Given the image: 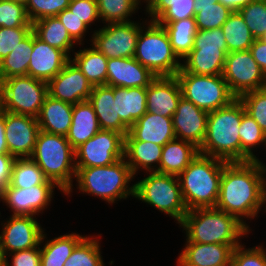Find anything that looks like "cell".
<instances>
[{"instance_id":"2e32d148","label":"cell","mask_w":266,"mask_h":266,"mask_svg":"<svg viewBox=\"0 0 266 266\" xmlns=\"http://www.w3.org/2000/svg\"><path fill=\"white\" fill-rule=\"evenodd\" d=\"M55 187V184H40L22 189L9 184L0 192V201L12 209V215L35 216L51 204Z\"/></svg>"},{"instance_id":"94428289","label":"cell","mask_w":266,"mask_h":266,"mask_svg":"<svg viewBox=\"0 0 266 266\" xmlns=\"http://www.w3.org/2000/svg\"><path fill=\"white\" fill-rule=\"evenodd\" d=\"M2 112V91H1V83H0V113Z\"/></svg>"},{"instance_id":"74e56055","label":"cell","mask_w":266,"mask_h":266,"mask_svg":"<svg viewBox=\"0 0 266 266\" xmlns=\"http://www.w3.org/2000/svg\"><path fill=\"white\" fill-rule=\"evenodd\" d=\"M40 184H54L48 180L31 158H16L11 173L12 187L27 189Z\"/></svg>"},{"instance_id":"d4e9b609","label":"cell","mask_w":266,"mask_h":266,"mask_svg":"<svg viewBox=\"0 0 266 266\" xmlns=\"http://www.w3.org/2000/svg\"><path fill=\"white\" fill-rule=\"evenodd\" d=\"M135 140L153 142L164 146L175 139L172 117L146 112L130 128L128 132Z\"/></svg>"},{"instance_id":"f546056e","label":"cell","mask_w":266,"mask_h":266,"mask_svg":"<svg viewBox=\"0 0 266 266\" xmlns=\"http://www.w3.org/2000/svg\"><path fill=\"white\" fill-rule=\"evenodd\" d=\"M227 50L192 49L181 63L185 72L198 75H223Z\"/></svg>"},{"instance_id":"8d00e7d4","label":"cell","mask_w":266,"mask_h":266,"mask_svg":"<svg viewBox=\"0 0 266 266\" xmlns=\"http://www.w3.org/2000/svg\"><path fill=\"white\" fill-rule=\"evenodd\" d=\"M227 44L228 53L249 50L255 38L241 14L233 11L221 26Z\"/></svg>"},{"instance_id":"d6986e66","label":"cell","mask_w":266,"mask_h":266,"mask_svg":"<svg viewBox=\"0 0 266 266\" xmlns=\"http://www.w3.org/2000/svg\"><path fill=\"white\" fill-rule=\"evenodd\" d=\"M70 60L64 51L42 41L33 31V49L27 75L48 83Z\"/></svg>"},{"instance_id":"ac0fdd59","label":"cell","mask_w":266,"mask_h":266,"mask_svg":"<svg viewBox=\"0 0 266 266\" xmlns=\"http://www.w3.org/2000/svg\"><path fill=\"white\" fill-rule=\"evenodd\" d=\"M208 115V112L181 97L172 115L175 137L200 148L206 135Z\"/></svg>"},{"instance_id":"7402d4cb","label":"cell","mask_w":266,"mask_h":266,"mask_svg":"<svg viewBox=\"0 0 266 266\" xmlns=\"http://www.w3.org/2000/svg\"><path fill=\"white\" fill-rule=\"evenodd\" d=\"M157 76L133 58H111L107 63V85L147 87Z\"/></svg>"},{"instance_id":"91938a15","label":"cell","mask_w":266,"mask_h":266,"mask_svg":"<svg viewBox=\"0 0 266 266\" xmlns=\"http://www.w3.org/2000/svg\"><path fill=\"white\" fill-rule=\"evenodd\" d=\"M11 1H15L17 3L23 4L26 6V4L28 3L29 0H11Z\"/></svg>"},{"instance_id":"7a4b0ae2","label":"cell","mask_w":266,"mask_h":266,"mask_svg":"<svg viewBox=\"0 0 266 266\" xmlns=\"http://www.w3.org/2000/svg\"><path fill=\"white\" fill-rule=\"evenodd\" d=\"M245 108L239 98L209 112L205 139L199 153L226 162H241L239 126Z\"/></svg>"},{"instance_id":"f5cc1de1","label":"cell","mask_w":266,"mask_h":266,"mask_svg":"<svg viewBox=\"0 0 266 266\" xmlns=\"http://www.w3.org/2000/svg\"><path fill=\"white\" fill-rule=\"evenodd\" d=\"M11 258V263L7 258H4L3 266H41V251L40 247H34L28 250L16 251L8 254Z\"/></svg>"},{"instance_id":"52a82bcc","label":"cell","mask_w":266,"mask_h":266,"mask_svg":"<svg viewBox=\"0 0 266 266\" xmlns=\"http://www.w3.org/2000/svg\"><path fill=\"white\" fill-rule=\"evenodd\" d=\"M145 23L137 38L134 58L157 77L176 76L181 60L172 50L166 29L156 21Z\"/></svg>"},{"instance_id":"836d02e7","label":"cell","mask_w":266,"mask_h":266,"mask_svg":"<svg viewBox=\"0 0 266 266\" xmlns=\"http://www.w3.org/2000/svg\"><path fill=\"white\" fill-rule=\"evenodd\" d=\"M84 237L72 232L46 241L42 249L40 248L41 266H64L76 245Z\"/></svg>"},{"instance_id":"6125c7cd","label":"cell","mask_w":266,"mask_h":266,"mask_svg":"<svg viewBox=\"0 0 266 266\" xmlns=\"http://www.w3.org/2000/svg\"><path fill=\"white\" fill-rule=\"evenodd\" d=\"M139 6L141 5V0H134ZM149 1L150 0H144V1H142V2H145L146 3V6L148 5V3H149Z\"/></svg>"},{"instance_id":"9a60e30c","label":"cell","mask_w":266,"mask_h":266,"mask_svg":"<svg viewBox=\"0 0 266 266\" xmlns=\"http://www.w3.org/2000/svg\"><path fill=\"white\" fill-rule=\"evenodd\" d=\"M39 132L37 118L5 111V139L13 157L30 158Z\"/></svg>"},{"instance_id":"277c9868","label":"cell","mask_w":266,"mask_h":266,"mask_svg":"<svg viewBox=\"0 0 266 266\" xmlns=\"http://www.w3.org/2000/svg\"><path fill=\"white\" fill-rule=\"evenodd\" d=\"M226 161L199 154L177 177L187 210L215 208Z\"/></svg>"},{"instance_id":"7bdbcfd3","label":"cell","mask_w":266,"mask_h":266,"mask_svg":"<svg viewBox=\"0 0 266 266\" xmlns=\"http://www.w3.org/2000/svg\"><path fill=\"white\" fill-rule=\"evenodd\" d=\"M255 39L266 34V1H253L238 11Z\"/></svg>"},{"instance_id":"4316f807","label":"cell","mask_w":266,"mask_h":266,"mask_svg":"<svg viewBox=\"0 0 266 266\" xmlns=\"http://www.w3.org/2000/svg\"><path fill=\"white\" fill-rule=\"evenodd\" d=\"M100 130L98 118L89 100L73 104L72 123L66 138L74 150Z\"/></svg>"},{"instance_id":"e575fe53","label":"cell","mask_w":266,"mask_h":266,"mask_svg":"<svg viewBox=\"0 0 266 266\" xmlns=\"http://www.w3.org/2000/svg\"><path fill=\"white\" fill-rule=\"evenodd\" d=\"M33 49V30L0 61V82L12 76L28 74L30 55Z\"/></svg>"},{"instance_id":"83f0119b","label":"cell","mask_w":266,"mask_h":266,"mask_svg":"<svg viewBox=\"0 0 266 266\" xmlns=\"http://www.w3.org/2000/svg\"><path fill=\"white\" fill-rule=\"evenodd\" d=\"M199 154L194 144L175 138L163 146L158 173L178 176Z\"/></svg>"},{"instance_id":"30bf717a","label":"cell","mask_w":266,"mask_h":266,"mask_svg":"<svg viewBox=\"0 0 266 266\" xmlns=\"http://www.w3.org/2000/svg\"><path fill=\"white\" fill-rule=\"evenodd\" d=\"M2 110L37 118L48 95V84L29 75L12 76L1 82Z\"/></svg>"},{"instance_id":"b9f144b4","label":"cell","mask_w":266,"mask_h":266,"mask_svg":"<svg viewBox=\"0 0 266 266\" xmlns=\"http://www.w3.org/2000/svg\"><path fill=\"white\" fill-rule=\"evenodd\" d=\"M197 30L220 28L233 12L217 2L214 6L194 7Z\"/></svg>"},{"instance_id":"8fae6325","label":"cell","mask_w":266,"mask_h":266,"mask_svg":"<svg viewBox=\"0 0 266 266\" xmlns=\"http://www.w3.org/2000/svg\"><path fill=\"white\" fill-rule=\"evenodd\" d=\"M141 25L136 21L106 23L93 32L91 45L108 59L133 58Z\"/></svg>"},{"instance_id":"f6af8a7d","label":"cell","mask_w":266,"mask_h":266,"mask_svg":"<svg viewBox=\"0 0 266 266\" xmlns=\"http://www.w3.org/2000/svg\"><path fill=\"white\" fill-rule=\"evenodd\" d=\"M249 114L266 133V89L247 92L239 97Z\"/></svg>"},{"instance_id":"680465c9","label":"cell","mask_w":266,"mask_h":266,"mask_svg":"<svg viewBox=\"0 0 266 266\" xmlns=\"http://www.w3.org/2000/svg\"><path fill=\"white\" fill-rule=\"evenodd\" d=\"M219 0H194V7L214 6Z\"/></svg>"},{"instance_id":"d6a6232c","label":"cell","mask_w":266,"mask_h":266,"mask_svg":"<svg viewBox=\"0 0 266 266\" xmlns=\"http://www.w3.org/2000/svg\"><path fill=\"white\" fill-rule=\"evenodd\" d=\"M74 52L71 60L79 67L92 86L107 85L108 58L94 46Z\"/></svg>"},{"instance_id":"c3c4849f","label":"cell","mask_w":266,"mask_h":266,"mask_svg":"<svg viewBox=\"0 0 266 266\" xmlns=\"http://www.w3.org/2000/svg\"><path fill=\"white\" fill-rule=\"evenodd\" d=\"M192 49L227 50L222 28L197 30Z\"/></svg>"},{"instance_id":"f35d334b","label":"cell","mask_w":266,"mask_h":266,"mask_svg":"<svg viewBox=\"0 0 266 266\" xmlns=\"http://www.w3.org/2000/svg\"><path fill=\"white\" fill-rule=\"evenodd\" d=\"M239 136L241 141V162L259 160L253 153V148L265 145L266 133L259 124L246 112L242 116L239 126Z\"/></svg>"},{"instance_id":"1f68e13d","label":"cell","mask_w":266,"mask_h":266,"mask_svg":"<svg viewBox=\"0 0 266 266\" xmlns=\"http://www.w3.org/2000/svg\"><path fill=\"white\" fill-rule=\"evenodd\" d=\"M145 9L158 24L195 17L194 0H150Z\"/></svg>"},{"instance_id":"be15d7a7","label":"cell","mask_w":266,"mask_h":266,"mask_svg":"<svg viewBox=\"0 0 266 266\" xmlns=\"http://www.w3.org/2000/svg\"><path fill=\"white\" fill-rule=\"evenodd\" d=\"M3 264H4V258L2 256L1 249H0V266H3Z\"/></svg>"},{"instance_id":"9f6ffc18","label":"cell","mask_w":266,"mask_h":266,"mask_svg":"<svg viewBox=\"0 0 266 266\" xmlns=\"http://www.w3.org/2000/svg\"><path fill=\"white\" fill-rule=\"evenodd\" d=\"M0 154H9L5 139V111L0 113Z\"/></svg>"},{"instance_id":"ee69618b","label":"cell","mask_w":266,"mask_h":266,"mask_svg":"<svg viewBox=\"0 0 266 266\" xmlns=\"http://www.w3.org/2000/svg\"><path fill=\"white\" fill-rule=\"evenodd\" d=\"M0 27H32L25 5L11 0H0Z\"/></svg>"},{"instance_id":"e0dca14e","label":"cell","mask_w":266,"mask_h":266,"mask_svg":"<svg viewBox=\"0 0 266 266\" xmlns=\"http://www.w3.org/2000/svg\"><path fill=\"white\" fill-rule=\"evenodd\" d=\"M48 95L71 104L89 100L93 86L70 60L48 83Z\"/></svg>"},{"instance_id":"f907efd6","label":"cell","mask_w":266,"mask_h":266,"mask_svg":"<svg viewBox=\"0 0 266 266\" xmlns=\"http://www.w3.org/2000/svg\"><path fill=\"white\" fill-rule=\"evenodd\" d=\"M68 9L88 27L100 19L96 0H70Z\"/></svg>"},{"instance_id":"44dd1931","label":"cell","mask_w":266,"mask_h":266,"mask_svg":"<svg viewBox=\"0 0 266 266\" xmlns=\"http://www.w3.org/2000/svg\"><path fill=\"white\" fill-rule=\"evenodd\" d=\"M181 97V86L176 76H158L147 86V111L172 117Z\"/></svg>"},{"instance_id":"f1b7e54d","label":"cell","mask_w":266,"mask_h":266,"mask_svg":"<svg viewBox=\"0 0 266 266\" xmlns=\"http://www.w3.org/2000/svg\"><path fill=\"white\" fill-rule=\"evenodd\" d=\"M117 113L130 128L147 112V87H114Z\"/></svg>"},{"instance_id":"8992f818","label":"cell","mask_w":266,"mask_h":266,"mask_svg":"<svg viewBox=\"0 0 266 266\" xmlns=\"http://www.w3.org/2000/svg\"><path fill=\"white\" fill-rule=\"evenodd\" d=\"M134 174L124 158L102 167L76 168L77 188L83 194L97 196L109 204L128 196L134 197L135 184H128Z\"/></svg>"},{"instance_id":"6f0895ef","label":"cell","mask_w":266,"mask_h":266,"mask_svg":"<svg viewBox=\"0 0 266 266\" xmlns=\"http://www.w3.org/2000/svg\"><path fill=\"white\" fill-rule=\"evenodd\" d=\"M256 0H219V3L228 7L231 11H239L244 6Z\"/></svg>"},{"instance_id":"6da1fadb","label":"cell","mask_w":266,"mask_h":266,"mask_svg":"<svg viewBox=\"0 0 266 266\" xmlns=\"http://www.w3.org/2000/svg\"><path fill=\"white\" fill-rule=\"evenodd\" d=\"M265 204L266 182L263 162H226L215 208L236 216L249 228L244 218L254 219L262 207H266ZM264 210L266 212V208Z\"/></svg>"},{"instance_id":"ffe728a7","label":"cell","mask_w":266,"mask_h":266,"mask_svg":"<svg viewBox=\"0 0 266 266\" xmlns=\"http://www.w3.org/2000/svg\"><path fill=\"white\" fill-rule=\"evenodd\" d=\"M177 258L178 266H231L232 253L241 244L185 242Z\"/></svg>"},{"instance_id":"cb8c5ba5","label":"cell","mask_w":266,"mask_h":266,"mask_svg":"<svg viewBox=\"0 0 266 266\" xmlns=\"http://www.w3.org/2000/svg\"><path fill=\"white\" fill-rule=\"evenodd\" d=\"M162 149L163 146L153 142L135 140L129 133L124 137V159L134 176L140 168L146 173L158 172Z\"/></svg>"},{"instance_id":"816d5d0a","label":"cell","mask_w":266,"mask_h":266,"mask_svg":"<svg viewBox=\"0 0 266 266\" xmlns=\"http://www.w3.org/2000/svg\"><path fill=\"white\" fill-rule=\"evenodd\" d=\"M56 17L65 26L70 36L77 43L79 42V45H83L81 42L84 40L83 36L85 37L84 34L89 30V27L68 8L60 12Z\"/></svg>"},{"instance_id":"e7e4bbea","label":"cell","mask_w":266,"mask_h":266,"mask_svg":"<svg viewBox=\"0 0 266 266\" xmlns=\"http://www.w3.org/2000/svg\"><path fill=\"white\" fill-rule=\"evenodd\" d=\"M264 169H265V182H266V165L264 163Z\"/></svg>"},{"instance_id":"681fc988","label":"cell","mask_w":266,"mask_h":266,"mask_svg":"<svg viewBox=\"0 0 266 266\" xmlns=\"http://www.w3.org/2000/svg\"><path fill=\"white\" fill-rule=\"evenodd\" d=\"M31 31L32 27H0V61L13 51V49L18 46L19 42Z\"/></svg>"},{"instance_id":"484cf974","label":"cell","mask_w":266,"mask_h":266,"mask_svg":"<svg viewBox=\"0 0 266 266\" xmlns=\"http://www.w3.org/2000/svg\"><path fill=\"white\" fill-rule=\"evenodd\" d=\"M73 104L47 95L37 121L42 131L66 136L72 123Z\"/></svg>"},{"instance_id":"db71d44e","label":"cell","mask_w":266,"mask_h":266,"mask_svg":"<svg viewBox=\"0 0 266 266\" xmlns=\"http://www.w3.org/2000/svg\"><path fill=\"white\" fill-rule=\"evenodd\" d=\"M15 159L10 154H0V192L10 184Z\"/></svg>"},{"instance_id":"60d3db41","label":"cell","mask_w":266,"mask_h":266,"mask_svg":"<svg viewBox=\"0 0 266 266\" xmlns=\"http://www.w3.org/2000/svg\"><path fill=\"white\" fill-rule=\"evenodd\" d=\"M99 17L104 24L132 21V14L139 10L134 0H96ZM137 9V10H136Z\"/></svg>"},{"instance_id":"9c48e42d","label":"cell","mask_w":266,"mask_h":266,"mask_svg":"<svg viewBox=\"0 0 266 266\" xmlns=\"http://www.w3.org/2000/svg\"><path fill=\"white\" fill-rule=\"evenodd\" d=\"M176 77L182 97L208 113L225 107L236 99L223 75H198L181 68Z\"/></svg>"},{"instance_id":"7c38bea8","label":"cell","mask_w":266,"mask_h":266,"mask_svg":"<svg viewBox=\"0 0 266 266\" xmlns=\"http://www.w3.org/2000/svg\"><path fill=\"white\" fill-rule=\"evenodd\" d=\"M124 158V136L101 129L75 149L76 168L108 166Z\"/></svg>"},{"instance_id":"11a10c76","label":"cell","mask_w":266,"mask_h":266,"mask_svg":"<svg viewBox=\"0 0 266 266\" xmlns=\"http://www.w3.org/2000/svg\"><path fill=\"white\" fill-rule=\"evenodd\" d=\"M249 51L256 63L266 75V41L263 39H255Z\"/></svg>"},{"instance_id":"03108f58","label":"cell","mask_w":266,"mask_h":266,"mask_svg":"<svg viewBox=\"0 0 266 266\" xmlns=\"http://www.w3.org/2000/svg\"><path fill=\"white\" fill-rule=\"evenodd\" d=\"M264 41H266V34H265V36L262 38Z\"/></svg>"},{"instance_id":"4fadbf2b","label":"cell","mask_w":266,"mask_h":266,"mask_svg":"<svg viewBox=\"0 0 266 266\" xmlns=\"http://www.w3.org/2000/svg\"><path fill=\"white\" fill-rule=\"evenodd\" d=\"M223 78L236 98L247 92L263 89L266 82V75L249 50L227 54Z\"/></svg>"},{"instance_id":"5bb4252c","label":"cell","mask_w":266,"mask_h":266,"mask_svg":"<svg viewBox=\"0 0 266 266\" xmlns=\"http://www.w3.org/2000/svg\"><path fill=\"white\" fill-rule=\"evenodd\" d=\"M1 226L0 249L3 258L16 251L42 246L41 243L47 238L34 216L11 215Z\"/></svg>"},{"instance_id":"4dcf8cb0","label":"cell","mask_w":266,"mask_h":266,"mask_svg":"<svg viewBox=\"0 0 266 266\" xmlns=\"http://www.w3.org/2000/svg\"><path fill=\"white\" fill-rule=\"evenodd\" d=\"M32 30L42 41L64 51L70 58L77 42L70 36L62 22L56 17H45L32 23ZM70 54V55H69Z\"/></svg>"},{"instance_id":"ba28073f","label":"cell","mask_w":266,"mask_h":266,"mask_svg":"<svg viewBox=\"0 0 266 266\" xmlns=\"http://www.w3.org/2000/svg\"><path fill=\"white\" fill-rule=\"evenodd\" d=\"M134 184V198L168 214L178 224L183 221L188 210L184 204L176 175L149 172L147 177Z\"/></svg>"},{"instance_id":"7dc6e473","label":"cell","mask_w":266,"mask_h":266,"mask_svg":"<svg viewBox=\"0 0 266 266\" xmlns=\"http://www.w3.org/2000/svg\"><path fill=\"white\" fill-rule=\"evenodd\" d=\"M231 266H266V249L263 245L245 249L241 244L233 250Z\"/></svg>"},{"instance_id":"3957f363","label":"cell","mask_w":266,"mask_h":266,"mask_svg":"<svg viewBox=\"0 0 266 266\" xmlns=\"http://www.w3.org/2000/svg\"><path fill=\"white\" fill-rule=\"evenodd\" d=\"M185 230L186 242L240 244L250 229L236 216L216 208L189 210L179 224Z\"/></svg>"},{"instance_id":"d590c367","label":"cell","mask_w":266,"mask_h":266,"mask_svg":"<svg viewBox=\"0 0 266 266\" xmlns=\"http://www.w3.org/2000/svg\"><path fill=\"white\" fill-rule=\"evenodd\" d=\"M159 25L166 29L173 52L182 60L193 48L197 32L195 17Z\"/></svg>"},{"instance_id":"5b68a950","label":"cell","mask_w":266,"mask_h":266,"mask_svg":"<svg viewBox=\"0 0 266 266\" xmlns=\"http://www.w3.org/2000/svg\"><path fill=\"white\" fill-rule=\"evenodd\" d=\"M65 195L72 192L76 177L75 150L66 136L40 130L30 157Z\"/></svg>"},{"instance_id":"603a6c76","label":"cell","mask_w":266,"mask_h":266,"mask_svg":"<svg viewBox=\"0 0 266 266\" xmlns=\"http://www.w3.org/2000/svg\"><path fill=\"white\" fill-rule=\"evenodd\" d=\"M89 102L93 105L101 129L115 131L125 137L129 128L121 121L117 113L114 86H93Z\"/></svg>"},{"instance_id":"ab89813d","label":"cell","mask_w":266,"mask_h":266,"mask_svg":"<svg viewBox=\"0 0 266 266\" xmlns=\"http://www.w3.org/2000/svg\"><path fill=\"white\" fill-rule=\"evenodd\" d=\"M85 236L74 248L64 266H104L99 239Z\"/></svg>"},{"instance_id":"bcb514c9","label":"cell","mask_w":266,"mask_h":266,"mask_svg":"<svg viewBox=\"0 0 266 266\" xmlns=\"http://www.w3.org/2000/svg\"><path fill=\"white\" fill-rule=\"evenodd\" d=\"M70 0H29L26 4L27 15L31 23L45 18L57 16L67 9Z\"/></svg>"}]
</instances>
